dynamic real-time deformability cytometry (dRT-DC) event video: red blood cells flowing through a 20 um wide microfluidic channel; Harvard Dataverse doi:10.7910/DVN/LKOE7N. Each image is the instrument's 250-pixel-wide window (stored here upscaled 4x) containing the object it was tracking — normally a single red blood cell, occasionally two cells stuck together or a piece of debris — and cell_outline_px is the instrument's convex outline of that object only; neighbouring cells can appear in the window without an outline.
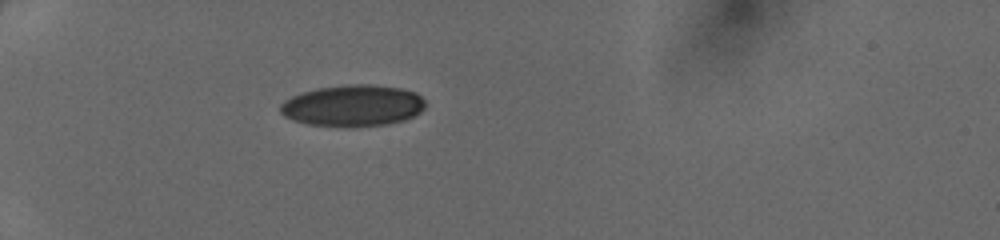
{"species": "human", "species_latin": "Homo sapiens", "temperature_condition": "cold", "stored_images_in_passage": 33, "camera_frame_rate_fps": 3000, "um_per_image_px": 0.085, "donor": {"sex": "female"}, "frame": {"image": 1, "passage_image": 1, "time_ms": 0.0, "image_size_px": [1000, 240], "cell_outline_px": [[424, 108], [420, 112], [404, 120], [388, 124], [352, 128], [308, 124], [292, 120], [284, 116], [280, 112], [280, 104], [284, 100], [300, 92], [316, 88], [348, 84], [372, 84], [400, 88], [416, 92], [424, 100]], "centroid_in_image_um": [29.96, 8.98], "position_along_channel_um": 55.0, "area_um2": 35.49}}
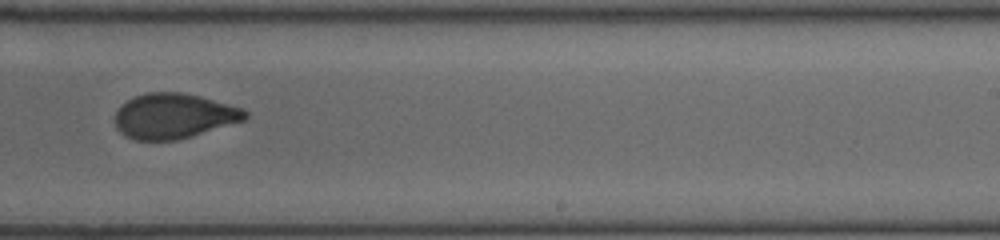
{"frame": {"image": 2, "passage_image": 18, "time_ms": 5.667, "image_size_px": [1000, 240], "cell_outline_px": [[248, 116], [244, 120], [192, 136], [176, 140], [136, 140], [124, 136], [116, 128], [116, 112], [120, 104], [136, 96], [148, 92], [180, 92], [200, 96], [244, 108], [248, 112]], "centroid_in_image_um": [14.77, 9.86], "position_along_channel_um": 274.2, "area_um2": 34.22}}
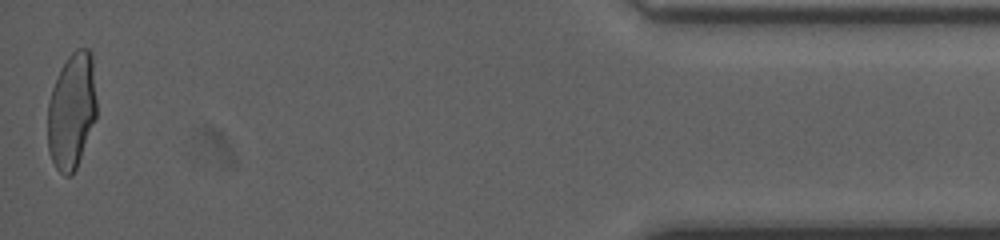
{"frame": {"image": 3, "passage_image": 33, "time_ms": 10.667, "image_size_px": [1000, 240], "cell_outline_px": [[96, 116], [76, 168], [72, 176], [64, 176], [56, 168], [48, 152], [48, 104], [52, 88], [60, 68], [68, 56], [76, 48], [88, 48], [92, 52], [96, 100]], "centroid_in_image_um": [6.09, 9.4], "position_along_channel_um": 429.1, "area_um2": 33.18}}